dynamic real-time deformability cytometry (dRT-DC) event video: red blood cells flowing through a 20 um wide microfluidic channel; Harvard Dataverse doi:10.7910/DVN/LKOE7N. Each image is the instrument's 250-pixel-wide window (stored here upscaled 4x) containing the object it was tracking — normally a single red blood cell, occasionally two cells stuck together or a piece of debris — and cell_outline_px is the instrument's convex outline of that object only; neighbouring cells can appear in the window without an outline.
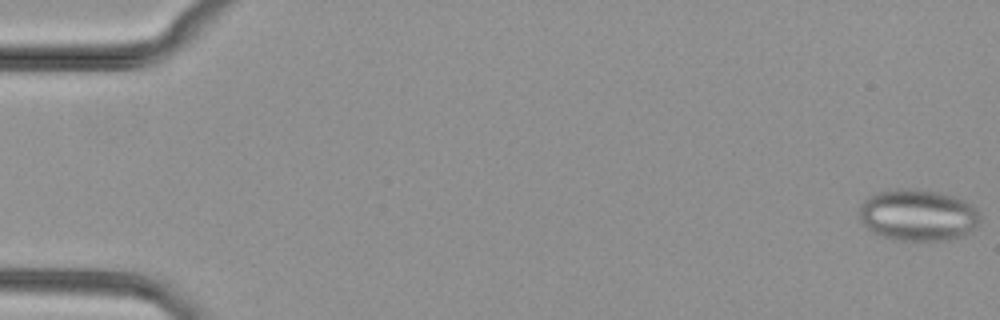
{"species": "common noctule bat (a hibernating species)", "species_latin": "Nyctalus noctula", "temperature_condition": "cold", "stored_images_in_passage": 51, "segment_of_instrument_passage": [1, 2], "camera_frame_rate_fps": 3000, "um_per_image_px": 0.085, "animal": {"sex": "female", "body_mass_g": 29.2, "forearm_length_mm": 56.3}, "frame": {"image": 1, "passage_image": 1, "time_ms": 0.0, "image_size_px": [1000, 320], "cell_outline_px": [[980, 220], [976, 228], [964, 236], [952, 240], [892, 240], [880, 236], [872, 232], [860, 220], [860, 204], [868, 196], [880, 192], [896, 188], [916, 188], [956, 196], [972, 204], [976, 208], [980, 216]], "centroid_in_image_um": [78.05, 18.29], "position_along_channel_um": 7.0, "area_um2": 36.82}}